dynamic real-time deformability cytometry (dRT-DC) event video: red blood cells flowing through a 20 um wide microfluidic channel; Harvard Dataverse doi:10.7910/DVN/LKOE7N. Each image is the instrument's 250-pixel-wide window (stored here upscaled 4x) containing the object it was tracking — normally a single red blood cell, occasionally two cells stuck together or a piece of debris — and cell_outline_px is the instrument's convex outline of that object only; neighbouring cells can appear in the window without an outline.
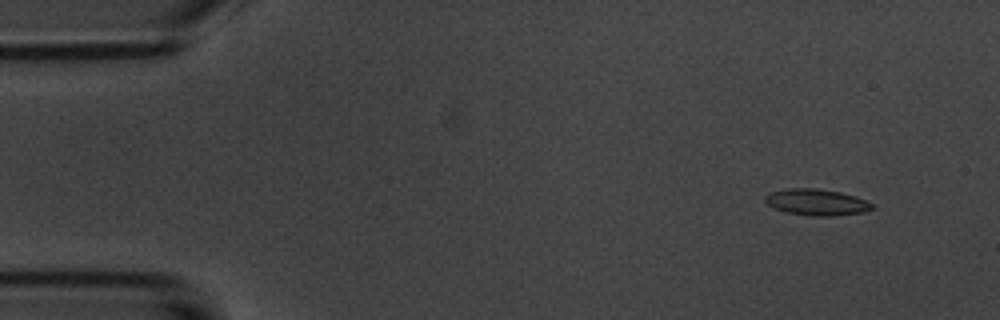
{"species": "common noctule bat (a hibernating species)", "species_latin": "Nyctalus noctula", "temperature_condition": "room temperature", "stored_images_in_passage": 4, "camera_frame_rate_fps": 3000, "um_per_image_px": 0.085, "animal": {"sex": "male", "body_mass_g": 20.1, "forearm_length_mm": 53.5}, "frame": {"image": 1, "passage_image": 1, "time_ms": 0.0, "image_size_px": [1000, 320], "cell_outline_px": [[876, 208], [864, 212], [832, 216], [816, 216], [788, 212], [776, 208], [768, 204], [764, 200], [764, 196], [772, 192], [788, 188], [816, 188], [840, 192], [864, 200], [872, 204]], "centroid_in_image_um": [69.42, 17.18], "position_along_channel_um": 15.6, "area_um2": 16.13}}